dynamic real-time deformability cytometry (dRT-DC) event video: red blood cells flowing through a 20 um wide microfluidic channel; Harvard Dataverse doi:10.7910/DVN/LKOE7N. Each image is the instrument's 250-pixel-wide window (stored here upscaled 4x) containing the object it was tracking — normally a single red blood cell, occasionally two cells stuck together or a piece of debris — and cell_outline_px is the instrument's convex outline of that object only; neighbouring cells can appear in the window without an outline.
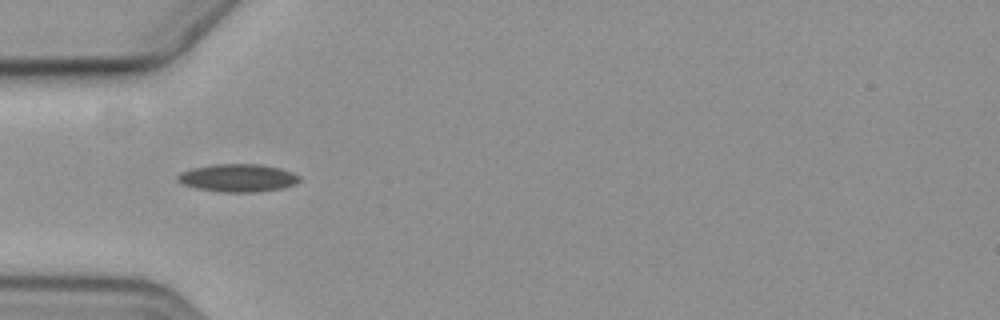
{"species": "common noctule bat (a hibernating species)", "species_latin": "Nyctalus noctula", "temperature_condition": "cold", "stored_images_in_passage": 2, "camera_frame_rate_fps": 3000, "um_per_image_px": 0.085, "animal": {"sex": "female", "body_mass_g": 19.3, "forearm_length_mm": 54.1}, "frame": {"image": 1, "passage_image": 1, "time_ms": 0.0, "image_size_px": [1000, 320], "cell_outline_px": [[300, 180], [296, 184], [280, 188], [256, 192], [220, 192], [196, 188], [184, 184], [176, 180], [176, 176], [180, 172], [192, 168], [212, 164], [260, 164], [280, 168], [292, 172], [300, 176]], "centroid_in_image_um": [20.2, 15.12], "position_along_channel_um": 64.8, "area_um2": 19.83}}
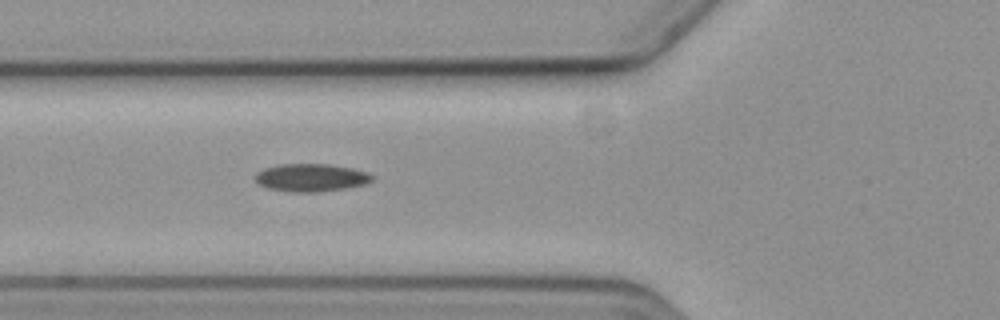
{"frame": {"image": 2, "passage_image": 2, "time_ms": 1.0, "image_size_px": [1000, 320], "cell_outline_px": [[372, 180], [364, 184], [348, 188], [316, 192], [292, 192], [268, 188], [256, 184], [256, 172], [264, 168], [280, 164], [328, 164], [352, 168], [364, 172], [372, 176]], "centroid_in_image_um": [26.39, 15.1], "position_along_channel_um": 99.4, "area_um2": 18.84}}